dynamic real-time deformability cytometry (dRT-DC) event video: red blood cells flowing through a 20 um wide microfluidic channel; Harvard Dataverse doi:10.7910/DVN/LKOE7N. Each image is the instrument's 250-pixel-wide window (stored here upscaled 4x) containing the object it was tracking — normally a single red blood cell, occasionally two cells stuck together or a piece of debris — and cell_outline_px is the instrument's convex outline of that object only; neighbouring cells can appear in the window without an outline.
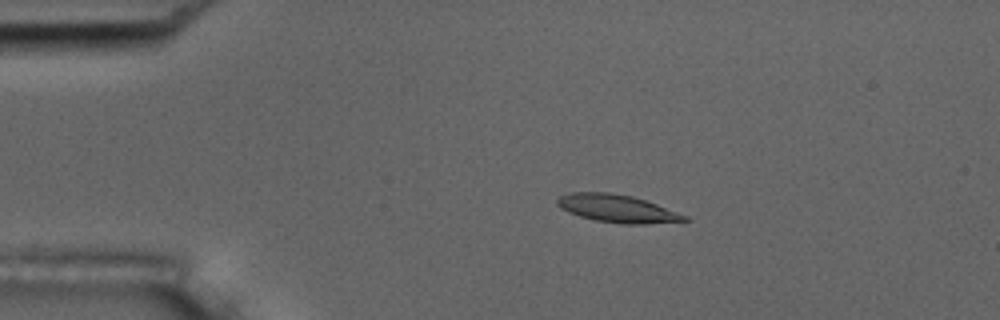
{"species": "common noctule bat (a hibernating species)", "species_latin": "Nyctalus noctula", "temperature_condition": "room temperature", "stored_images_in_passage": 54, "camera_frame_rate_fps": 3000, "um_per_image_px": 0.085, "animal": {"sex": "male", "body_mass_g": 17.5, "forearm_length_mm": 52.3}, "frame": {"image": 1, "passage_image": 11, "time_ms": 3.333, "image_size_px": [1000, 320], "cell_outline_px": [[688, 220], [644, 224], [624, 224], [596, 220], [580, 216], [568, 212], [560, 208], [556, 204], [556, 200], [560, 196], [572, 192], [608, 192], [632, 196], [656, 204], [688, 216]], "centroid_in_image_um": [52.42, 17.72], "position_along_channel_um": 32.6, "area_um2": 20.35}}
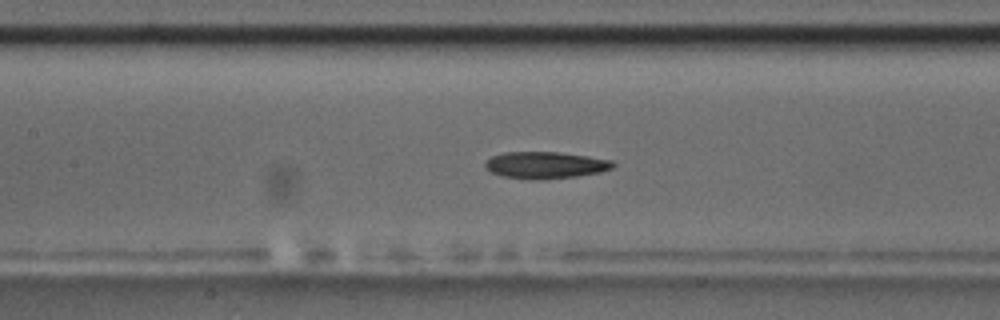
{"frame": {"image": 2, "passage_image": 25, "time_ms": 8.0, "image_size_px": [1000, 320], "cell_outline_px": [[616, 164], [612, 168], [600, 172], [576, 176], [540, 180], [532, 180], [500, 176], [484, 168], [484, 164], [492, 156], [504, 152], [556, 152], [588, 156], [612, 160]], "centroid_in_image_um": [46.34, 14.04], "position_along_channel_um": 161.1, "area_um2": 20.06}}
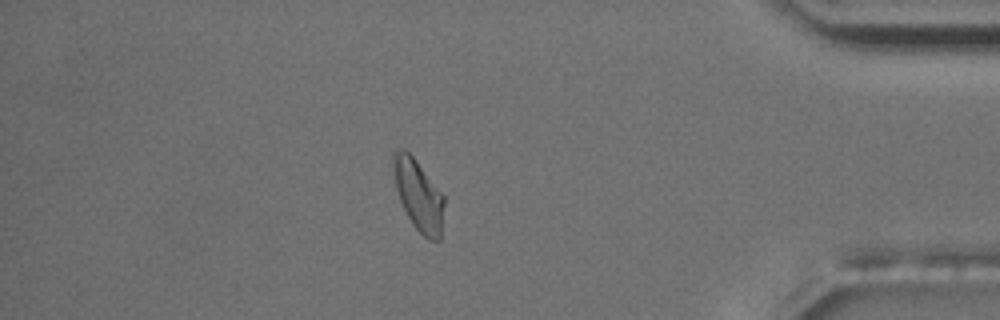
{"frame": {"image": 3, "passage_image": 47, "time_ms": 15.333, "image_size_px": [1000, 320], "cell_outline_px": [[444, 204], [440, 240], [428, 240], [412, 224], [400, 200], [396, 188], [392, 168], [392, 152], [396, 148], [404, 148], [416, 160], [444, 196]], "centroid_in_image_um": [35.54, 16.55], "position_along_channel_um": 399.7, "area_um2": 20.92}, "authors_computed_cell_mechanics": {"area_um2": 19.9988, "velocity_mm_per_s": 3.7498, "shape_relaxation_time_tau1_ms": 10.8819, "shape_relaxation_time_tau2_ms": 4.8739, "deformation_change_tau1": 0.2417, "deformation_change_tau2": 0.1183}}